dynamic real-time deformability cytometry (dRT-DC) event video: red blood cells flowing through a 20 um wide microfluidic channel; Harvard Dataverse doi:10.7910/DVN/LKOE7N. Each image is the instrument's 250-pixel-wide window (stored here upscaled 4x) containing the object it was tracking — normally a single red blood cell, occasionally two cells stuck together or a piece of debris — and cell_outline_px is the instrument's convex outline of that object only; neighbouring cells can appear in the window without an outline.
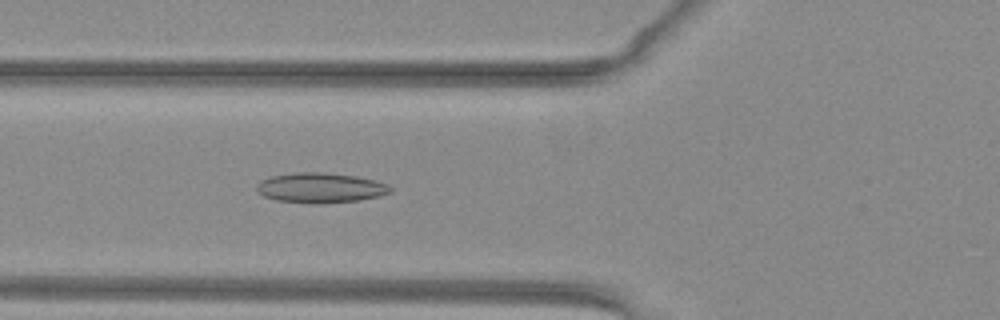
{"species": "common noctule bat (a hibernating species)", "species_latin": "Nyctalus noctula", "temperature_condition": "warm", "stored_images_in_passage": 41, "camera_frame_rate_fps": 3000, "um_per_image_px": 0.085, "animal": {"sex": "female", "body_mass_g": 29.2, "forearm_length_mm": 56.3}, "frame": {"image": 1, "passage_image": 16, "time_ms": 5.0, "image_size_px": [1000, 320], "cell_outline_px": [[392, 192], [380, 196], [360, 200], [324, 204], [312, 204], [276, 200], [264, 196], [256, 192], [256, 184], [260, 180], [272, 176], [296, 172], [328, 172], [356, 176], [376, 180], [388, 184], [392, 188]], "centroid_in_image_um": [27.25, 15.97], "position_along_channel_um": 98.6, "area_um2": 23.87}}
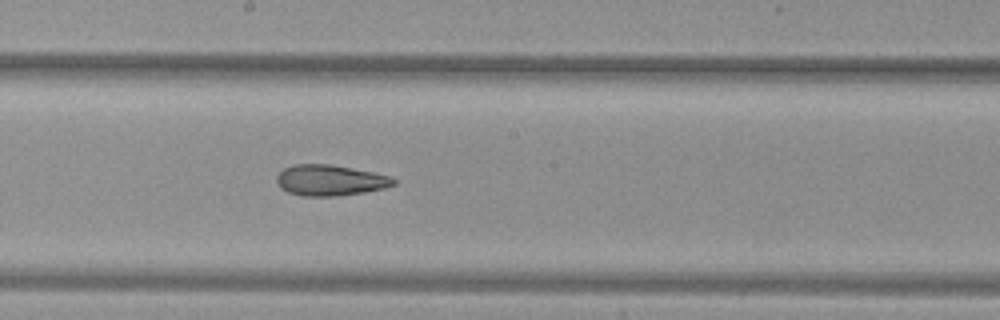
{"frame": {"image": 2, "passage_image": 25, "time_ms": 8.0, "image_size_px": [1000, 320], "cell_outline_px": [[396, 184], [384, 188], [364, 192], [336, 196], [300, 196], [288, 192], [280, 188], [276, 180], [276, 176], [284, 168], [296, 164], [328, 164], [352, 168], [372, 172], [388, 176], [396, 180]], "centroid_in_image_um": [28.03, 15.33], "position_along_channel_um": 220.2, "area_um2": 20.92}}
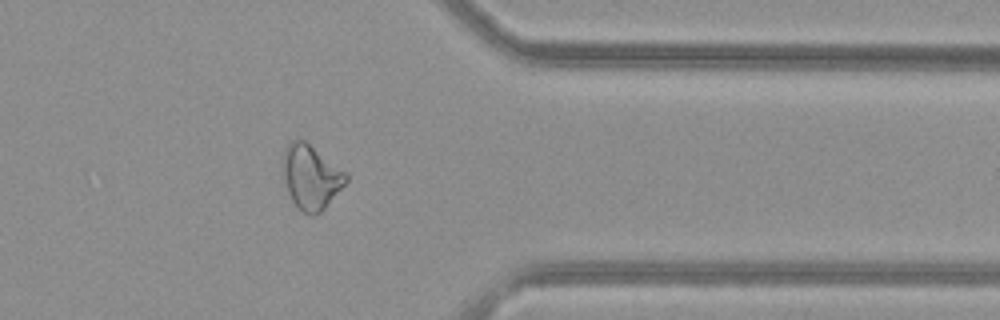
{"frame": {"image": 3, "passage_image": 38, "time_ms": 12.333, "image_size_px": [1000, 320], "cell_outline_px": [[348, 180], [324, 208], [316, 216], [312, 216], [296, 208], [288, 192], [284, 180], [280, 164], [284, 148], [292, 140], [304, 140], [348, 172]], "centroid_in_image_um": [26.41, 15.03], "position_along_channel_um": 385.0, "area_um2": 23.99}, "authors_computed_cell_mechanics": {"area_um2": 22.0218, "velocity_mm_per_s": 4.0379, "shape_relaxation_time_tau1_ms": null, "shape_relaxation_time_tau2_ms": 4.5034, "deformation_change_tau1": null, "deformation_change_tau2": 0.133}}